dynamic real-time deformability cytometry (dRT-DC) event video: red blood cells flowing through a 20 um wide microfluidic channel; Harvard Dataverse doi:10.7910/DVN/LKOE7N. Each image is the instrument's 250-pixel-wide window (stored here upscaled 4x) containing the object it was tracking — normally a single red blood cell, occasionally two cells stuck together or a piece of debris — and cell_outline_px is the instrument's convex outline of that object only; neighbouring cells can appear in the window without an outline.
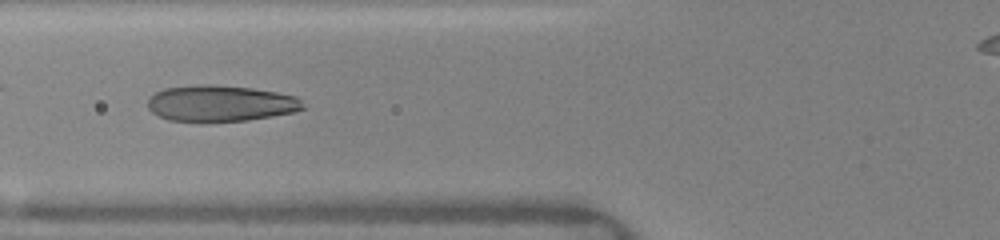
{"species": "human", "species_latin": "Homo sapiens", "temperature_condition": "warm", "stored_images_in_passage": 16, "camera_frame_rate_fps": 3000, "um_per_image_px": 0.085, "donor": {"sex": "female"}, "frame": {"image": 1, "passage_image": 9, "time_ms": 2.0, "image_size_px": [1000, 240], "cell_outline_px": [[304, 108], [292, 112], [272, 116], [248, 120], [204, 124], [168, 120], [152, 112], [148, 108], [148, 96], [164, 88], [204, 84], [212, 84], [252, 88], [276, 92], [296, 96], [300, 100]], "centroid_in_image_um": [18.68, 8.81], "position_along_channel_um": 107.1, "area_um2": 33.35}}
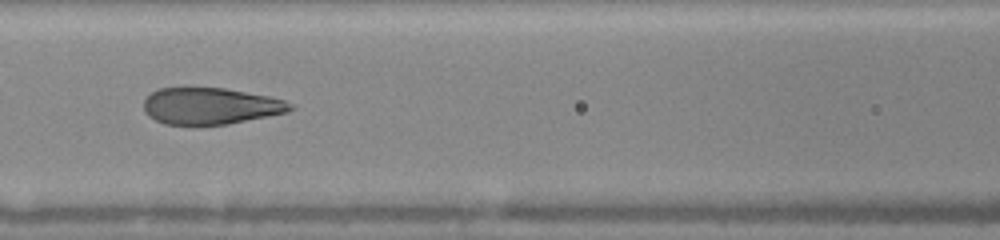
{"frame": {"image": 2, "passage_image": 14, "time_ms": 3.0, "image_size_px": [1000, 240], "cell_outline_px": [[296, 108], [288, 112], [228, 124], [164, 124], [148, 116], [144, 112], [144, 100], [156, 88], [224, 88], [268, 96], [284, 100], [296, 104]], "centroid_in_image_um": [17.92, 9.01], "position_along_channel_um": 148.7, "area_um2": 31.21}}